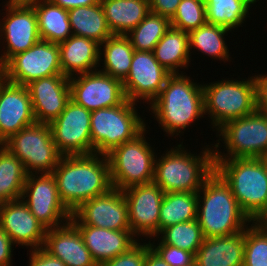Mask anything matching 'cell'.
<instances>
[{"label": "cell", "instance_id": "obj_35", "mask_svg": "<svg viewBox=\"0 0 267 266\" xmlns=\"http://www.w3.org/2000/svg\"><path fill=\"white\" fill-rule=\"evenodd\" d=\"M171 27L170 19L149 12V14L126 36L134 50L153 52L156 44Z\"/></svg>", "mask_w": 267, "mask_h": 266}, {"label": "cell", "instance_id": "obj_3", "mask_svg": "<svg viewBox=\"0 0 267 266\" xmlns=\"http://www.w3.org/2000/svg\"><path fill=\"white\" fill-rule=\"evenodd\" d=\"M184 74L183 71L170 74L159 95L150 103L149 110L167 136L179 135L205 115L202 85Z\"/></svg>", "mask_w": 267, "mask_h": 266}, {"label": "cell", "instance_id": "obj_37", "mask_svg": "<svg viewBox=\"0 0 267 266\" xmlns=\"http://www.w3.org/2000/svg\"><path fill=\"white\" fill-rule=\"evenodd\" d=\"M244 230V266H267V230L252 222Z\"/></svg>", "mask_w": 267, "mask_h": 266}, {"label": "cell", "instance_id": "obj_32", "mask_svg": "<svg viewBox=\"0 0 267 266\" xmlns=\"http://www.w3.org/2000/svg\"><path fill=\"white\" fill-rule=\"evenodd\" d=\"M256 2L257 0H204L207 23L230 30L242 27L241 24L249 17L247 15L251 5Z\"/></svg>", "mask_w": 267, "mask_h": 266}, {"label": "cell", "instance_id": "obj_33", "mask_svg": "<svg viewBox=\"0 0 267 266\" xmlns=\"http://www.w3.org/2000/svg\"><path fill=\"white\" fill-rule=\"evenodd\" d=\"M27 175L23 163L6 147H0V199H21Z\"/></svg>", "mask_w": 267, "mask_h": 266}, {"label": "cell", "instance_id": "obj_28", "mask_svg": "<svg viewBox=\"0 0 267 266\" xmlns=\"http://www.w3.org/2000/svg\"><path fill=\"white\" fill-rule=\"evenodd\" d=\"M72 35L86 37L102 44L113 36L100 3L68 10Z\"/></svg>", "mask_w": 267, "mask_h": 266}, {"label": "cell", "instance_id": "obj_27", "mask_svg": "<svg viewBox=\"0 0 267 266\" xmlns=\"http://www.w3.org/2000/svg\"><path fill=\"white\" fill-rule=\"evenodd\" d=\"M157 61L171 74L189 66L190 52L187 32L170 27L153 50Z\"/></svg>", "mask_w": 267, "mask_h": 266}, {"label": "cell", "instance_id": "obj_10", "mask_svg": "<svg viewBox=\"0 0 267 266\" xmlns=\"http://www.w3.org/2000/svg\"><path fill=\"white\" fill-rule=\"evenodd\" d=\"M24 165L27 174L52 173L62 155L53 141L49 124L35 122L4 141Z\"/></svg>", "mask_w": 267, "mask_h": 266}, {"label": "cell", "instance_id": "obj_25", "mask_svg": "<svg viewBox=\"0 0 267 266\" xmlns=\"http://www.w3.org/2000/svg\"><path fill=\"white\" fill-rule=\"evenodd\" d=\"M244 231L204 238L194 259L198 266H244Z\"/></svg>", "mask_w": 267, "mask_h": 266}, {"label": "cell", "instance_id": "obj_43", "mask_svg": "<svg viewBox=\"0 0 267 266\" xmlns=\"http://www.w3.org/2000/svg\"><path fill=\"white\" fill-rule=\"evenodd\" d=\"M256 83V109L267 114V75L254 76Z\"/></svg>", "mask_w": 267, "mask_h": 266}, {"label": "cell", "instance_id": "obj_51", "mask_svg": "<svg viewBox=\"0 0 267 266\" xmlns=\"http://www.w3.org/2000/svg\"><path fill=\"white\" fill-rule=\"evenodd\" d=\"M184 266H198L196 260L194 259L191 263Z\"/></svg>", "mask_w": 267, "mask_h": 266}, {"label": "cell", "instance_id": "obj_47", "mask_svg": "<svg viewBox=\"0 0 267 266\" xmlns=\"http://www.w3.org/2000/svg\"><path fill=\"white\" fill-rule=\"evenodd\" d=\"M9 2L16 3V4H31L36 1L40 0H8Z\"/></svg>", "mask_w": 267, "mask_h": 266}, {"label": "cell", "instance_id": "obj_16", "mask_svg": "<svg viewBox=\"0 0 267 266\" xmlns=\"http://www.w3.org/2000/svg\"><path fill=\"white\" fill-rule=\"evenodd\" d=\"M74 225H90L111 230H130L128 207L123 190L108 192L83 202L72 212Z\"/></svg>", "mask_w": 267, "mask_h": 266}, {"label": "cell", "instance_id": "obj_45", "mask_svg": "<svg viewBox=\"0 0 267 266\" xmlns=\"http://www.w3.org/2000/svg\"><path fill=\"white\" fill-rule=\"evenodd\" d=\"M53 4L69 10L74 7L91 6L100 3L101 0H50Z\"/></svg>", "mask_w": 267, "mask_h": 266}, {"label": "cell", "instance_id": "obj_21", "mask_svg": "<svg viewBox=\"0 0 267 266\" xmlns=\"http://www.w3.org/2000/svg\"><path fill=\"white\" fill-rule=\"evenodd\" d=\"M0 227L15 246L31 249L43 247L46 228L30 212L22 199L4 202L0 212Z\"/></svg>", "mask_w": 267, "mask_h": 266}, {"label": "cell", "instance_id": "obj_26", "mask_svg": "<svg viewBox=\"0 0 267 266\" xmlns=\"http://www.w3.org/2000/svg\"><path fill=\"white\" fill-rule=\"evenodd\" d=\"M113 35H127L150 12L149 0H101Z\"/></svg>", "mask_w": 267, "mask_h": 266}, {"label": "cell", "instance_id": "obj_9", "mask_svg": "<svg viewBox=\"0 0 267 266\" xmlns=\"http://www.w3.org/2000/svg\"><path fill=\"white\" fill-rule=\"evenodd\" d=\"M217 131L227 153L218 149L221 144L218 139L212 146L214 159L260 158L267 154V114L257 109L224 123Z\"/></svg>", "mask_w": 267, "mask_h": 266}, {"label": "cell", "instance_id": "obj_40", "mask_svg": "<svg viewBox=\"0 0 267 266\" xmlns=\"http://www.w3.org/2000/svg\"><path fill=\"white\" fill-rule=\"evenodd\" d=\"M146 254V243L140 240L128 251L116 256L100 266H144Z\"/></svg>", "mask_w": 267, "mask_h": 266}, {"label": "cell", "instance_id": "obj_12", "mask_svg": "<svg viewBox=\"0 0 267 266\" xmlns=\"http://www.w3.org/2000/svg\"><path fill=\"white\" fill-rule=\"evenodd\" d=\"M21 199L46 229L60 227L71 219L72 213L60 200L52 173L27 175Z\"/></svg>", "mask_w": 267, "mask_h": 266}, {"label": "cell", "instance_id": "obj_22", "mask_svg": "<svg viewBox=\"0 0 267 266\" xmlns=\"http://www.w3.org/2000/svg\"><path fill=\"white\" fill-rule=\"evenodd\" d=\"M43 248L67 266H98L85 246L81 233L71 221L47 229Z\"/></svg>", "mask_w": 267, "mask_h": 266}, {"label": "cell", "instance_id": "obj_39", "mask_svg": "<svg viewBox=\"0 0 267 266\" xmlns=\"http://www.w3.org/2000/svg\"><path fill=\"white\" fill-rule=\"evenodd\" d=\"M149 240L150 247L169 265L184 266L194 260V255L181 248H176L167 244L153 245Z\"/></svg>", "mask_w": 267, "mask_h": 266}, {"label": "cell", "instance_id": "obj_11", "mask_svg": "<svg viewBox=\"0 0 267 266\" xmlns=\"http://www.w3.org/2000/svg\"><path fill=\"white\" fill-rule=\"evenodd\" d=\"M53 75H63L59 45L46 40L40 39L32 47L11 57L3 65V78L24 86Z\"/></svg>", "mask_w": 267, "mask_h": 266}, {"label": "cell", "instance_id": "obj_31", "mask_svg": "<svg viewBox=\"0 0 267 266\" xmlns=\"http://www.w3.org/2000/svg\"><path fill=\"white\" fill-rule=\"evenodd\" d=\"M197 192H169L162 199L159 216V233L177 223L197 219Z\"/></svg>", "mask_w": 267, "mask_h": 266}, {"label": "cell", "instance_id": "obj_29", "mask_svg": "<svg viewBox=\"0 0 267 266\" xmlns=\"http://www.w3.org/2000/svg\"><path fill=\"white\" fill-rule=\"evenodd\" d=\"M31 5L36 11L41 40L59 44L72 36L68 10L50 0L36 1Z\"/></svg>", "mask_w": 267, "mask_h": 266}, {"label": "cell", "instance_id": "obj_5", "mask_svg": "<svg viewBox=\"0 0 267 266\" xmlns=\"http://www.w3.org/2000/svg\"><path fill=\"white\" fill-rule=\"evenodd\" d=\"M206 146L202 154L194 155L178 144L159 159L156 157L153 182L165 193L198 192L215 170L214 148Z\"/></svg>", "mask_w": 267, "mask_h": 266}, {"label": "cell", "instance_id": "obj_2", "mask_svg": "<svg viewBox=\"0 0 267 266\" xmlns=\"http://www.w3.org/2000/svg\"><path fill=\"white\" fill-rule=\"evenodd\" d=\"M197 196V221L204 238L242 232L252 222L239 206L230 185L216 170L206 178Z\"/></svg>", "mask_w": 267, "mask_h": 266}, {"label": "cell", "instance_id": "obj_49", "mask_svg": "<svg viewBox=\"0 0 267 266\" xmlns=\"http://www.w3.org/2000/svg\"><path fill=\"white\" fill-rule=\"evenodd\" d=\"M260 159L262 160V162L265 166L266 172H267V154L260 157Z\"/></svg>", "mask_w": 267, "mask_h": 266}, {"label": "cell", "instance_id": "obj_15", "mask_svg": "<svg viewBox=\"0 0 267 266\" xmlns=\"http://www.w3.org/2000/svg\"><path fill=\"white\" fill-rule=\"evenodd\" d=\"M6 3V11L3 12L6 16H2L0 22V40L4 38L3 42L7 43L3 54H0L2 65L41 39L34 7L31 4H16L9 1Z\"/></svg>", "mask_w": 267, "mask_h": 266}, {"label": "cell", "instance_id": "obj_48", "mask_svg": "<svg viewBox=\"0 0 267 266\" xmlns=\"http://www.w3.org/2000/svg\"><path fill=\"white\" fill-rule=\"evenodd\" d=\"M267 230V214L259 221Z\"/></svg>", "mask_w": 267, "mask_h": 266}, {"label": "cell", "instance_id": "obj_14", "mask_svg": "<svg viewBox=\"0 0 267 266\" xmlns=\"http://www.w3.org/2000/svg\"><path fill=\"white\" fill-rule=\"evenodd\" d=\"M71 100L89 111L115 107L126 99L122 81L99 70L69 78Z\"/></svg>", "mask_w": 267, "mask_h": 266}, {"label": "cell", "instance_id": "obj_7", "mask_svg": "<svg viewBox=\"0 0 267 266\" xmlns=\"http://www.w3.org/2000/svg\"><path fill=\"white\" fill-rule=\"evenodd\" d=\"M204 113L217 130L224 123L241 118L256 110V83L253 76L247 80H218L202 84ZM210 115V116H209Z\"/></svg>", "mask_w": 267, "mask_h": 266}, {"label": "cell", "instance_id": "obj_18", "mask_svg": "<svg viewBox=\"0 0 267 266\" xmlns=\"http://www.w3.org/2000/svg\"><path fill=\"white\" fill-rule=\"evenodd\" d=\"M170 74L157 61L153 52L134 50L129 74L122 81L127 99L132 102L144 99L150 105Z\"/></svg>", "mask_w": 267, "mask_h": 266}, {"label": "cell", "instance_id": "obj_46", "mask_svg": "<svg viewBox=\"0 0 267 266\" xmlns=\"http://www.w3.org/2000/svg\"><path fill=\"white\" fill-rule=\"evenodd\" d=\"M144 266H169L149 245L146 243Z\"/></svg>", "mask_w": 267, "mask_h": 266}, {"label": "cell", "instance_id": "obj_23", "mask_svg": "<svg viewBox=\"0 0 267 266\" xmlns=\"http://www.w3.org/2000/svg\"><path fill=\"white\" fill-rule=\"evenodd\" d=\"M75 226L98 266L128 251L138 242L131 230H111L90 225Z\"/></svg>", "mask_w": 267, "mask_h": 266}, {"label": "cell", "instance_id": "obj_8", "mask_svg": "<svg viewBox=\"0 0 267 266\" xmlns=\"http://www.w3.org/2000/svg\"><path fill=\"white\" fill-rule=\"evenodd\" d=\"M146 128L134 139L115 147L107 154L112 186L118 190L154 181V148L146 141Z\"/></svg>", "mask_w": 267, "mask_h": 266}, {"label": "cell", "instance_id": "obj_13", "mask_svg": "<svg viewBox=\"0 0 267 266\" xmlns=\"http://www.w3.org/2000/svg\"><path fill=\"white\" fill-rule=\"evenodd\" d=\"M91 111L70 100L52 121V138L62 156L91 154Z\"/></svg>", "mask_w": 267, "mask_h": 266}, {"label": "cell", "instance_id": "obj_4", "mask_svg": "<svg viewBox=\"0 0 267 266\" xmlns=\"http://www.w3.org/2000/svg\"><path fill=\"white\" fill-rule=\"evenodd\" d=\"M215 170L252 222L267 214V172L260 158L214 159Z\"/></svg>", "mask_w": 267, "mask_h": 266}, {"label": "cell", "instance_id": "obj_30", "mask_svg": "<svg viewBox=\"0 0 267 266\" xmlns=\"http://www.w3.org/2000/svg\"><path fill=\"white\" fill-rule=\"evenodd\" d=\"M99 54V60L104 62L102 63L104 66H101L104 68L99 71L121 81L127 77L131 68L134 48L126 35H113L106 39L100 44ZM101 55L103 59H101Z\"/></svg>", "mask_w": 267, "mask_h": 266}, {"label": "cell", "instance_id": "obj_42", "mask_svg": "<svg viewBox=\"0 0 267 266\" xmlns=\"http://www.w3.org/2000/svg\"><path fill=\"white\" fill-rule=\"evenodd\" d=\"M182 0H149L150 12L171 19Z\"/></svg>", "mask_w": 267, "mask_h": 266}, {"label": "cell", "instance_id": "obj_17", "mask_svg": "<svg viewBox=\"0 0 267 266\" xmlns=\"http://www.w3.org/2000/svg\"><path fill=\"white\" fill-rule=\"evenodd\" d=\"M128 207L129 227L135 236L146 238L159 234V216L165 192L154 182L123 190Z\"/></svg>", "mask_w": 267, "mask_h": 266}, {"label": "cell", "instance_id": "obj_1", "mask_svg": "<svg viewBox=\"0 0 267 266\" xmlns=\"http://www.w3.org/2000/svg\"><path fill=\"white\" fill-rule=\"evenodd\" d=\"M52 174L59 198L71 213L83 202L113 188L107 155L62 156Z\"/></svg>", "mask_w": 267, "mask_h": 266}, {"label": "cell", "instance_id": "obj_34", "mask_svg": "<svg viewBox=\"0 0 267 266\" xmlns=\"http://www.w3.org/2000/svg\"><path fill=\"white\" fill-rule=\"evenodd\" d=\"M229 31L226 27L206 23L188 33L189 49L194 48L213 59L228 61L230 54L224 36Z\"/></svg>", "mask_w": 267, "mask_h": 266}, {"label": "cell", "instance_id": "obj_20", "mask_svg": "<svg viewBox=\"0 0 267 266\" xmlns=\"http://www.w3.org/2000/svg\"><path fill=\"white\" fill-rule=\"evenodd\" d=\"M35 115V121L50 124L71 100L69 78L53 75L40 78L26 85Z\"/></svg>", "mask_w": 267, "mask_h": 266}, {"label": "cell", "instance_id": "obj_44", "mask_svg": "<svg viewBox=\"0 0 267 266\" xmlns=\"http://www.w3.org/2000/svg\"><path fill=\"white\" fill-rule=\"evenodd\" d=\"M13 241L0 227V266H12Z\"/></svg>", "mask_w": 267, "mask_h": 266}, {"label": "cell", "instance_id": "obj_6", "mask_svg": "<svg viewBox=\"0 0 267 266\" xmlns=\"http://www.w3.org/2000/svg\"><path fill=\"white\" fill-rule=\"evenodd\" d=\"M136 105V102L126 99L118 106L91 111V154L107 155L146 128L138 110H135Z\"/></svg>", "mask_w": 267, "mask_h": 266}, {"label": "cell", "instance_id": "obj_24", "mask_svg": "<svg viewBox=\"0 0 267 266\" xmlns=\"http://www.w3.org/2000/svg\"><path fill=\"white\" fill-rule=\"evenodd\" d=\"M59 45L62 73L68 78L98 70L100 44L92 39L70 36ZM97 68V69H96Z\"/></svg>", "mask_w": 267, "mask_h": 266}, {"label": "cell", "instance_id": "obj_50", "mask_svg": "<svg viewBox=\"0 0 267 266\" xmlns=\"http://www.w3.org/2000/svg\"><path fill=\"white\" fill-rule=\"evenodd\" d=\"M3 78V65L0 61V80Z\"/></svg>", "mask_w": 267, "mask_h": 266}, {"label": "cell", "instance_id": "obj_41", "mask_svg": "<svg viewBox=\"0 0 267 266\" xmlns=\"http://www.w3.org/2000/svg\"><path fill=\"white\" fill-rule=\"evenodd\" d=\"M29 266H67L61 259L51 255L43 247L31 249Z\"/></svg>", "mask_w": 267, "mask_h": 266}, {"label": "cell", "instance_id": "obj_36", "mask_svg": "<svg viewBox=\"0 0 267 266\" xmlns=\"http://www.w3.org/2000/svg\"><path fill=\"white\" fill-rule=\"evenodd\" d=\"M157 236L161 238L159 244L181 248L194 256L204 239L197 219L164 228Z\"/></svg>", "mask_w": 267, "mask_h": 266}, {"label": "cell", "instance_id": "obj_19", "mask_svg": "<svg viewBox=\"0 0 267 266\" xmlns=\"http://www.w3.org/2000/svg\"><path fill=\"white\" fill-rule=\"evenodd\" d=\"M35 122L27 87L2 78L0 80V138L6 141L11 135Z\"/></svg>", "mask_w": 267, "mask_h": 266}, {"label": "cell", "instance_id": "obj_53", "mask_svg": "<svg viewBox=\"0 0 267 266\" xmlns=\"http://www.w3.org/2000/svg\"><path fill=\"white\" fill-rule=\"evenodd\" d=\"M4 146V141L0 138V147Z\"/></svg>", "mask_w": 267, "mask_h": 266}, {"label": "cell", "instance_id": "obj_52", "mask_svg": "<svg viewBox=\"0 0 267 266\" xmlns=\"http://www.w3.org/2000/svg\"><path fill=\"white\" fill-rule=\"evenodd\" d=\"M3 203H4V201L2 199H0V212H1V208H2Z\"/></svg>", "mask_w": 267, "mask_h": 266}, {"label": "cell", "instance_id": "obj_38", "mask_svg": "<svg viewBox=\"0 0 267 266\" xmlns=\"http://www.w3.org/2000/svg\"><path fill=\"white\" fill-rule=\"evenodd\" d=\"M170 22L172 27L187 33L206 24L204 0H182Z\"/></svg>", "mask_w": 267, "mask_h": 266}]
</instances>
